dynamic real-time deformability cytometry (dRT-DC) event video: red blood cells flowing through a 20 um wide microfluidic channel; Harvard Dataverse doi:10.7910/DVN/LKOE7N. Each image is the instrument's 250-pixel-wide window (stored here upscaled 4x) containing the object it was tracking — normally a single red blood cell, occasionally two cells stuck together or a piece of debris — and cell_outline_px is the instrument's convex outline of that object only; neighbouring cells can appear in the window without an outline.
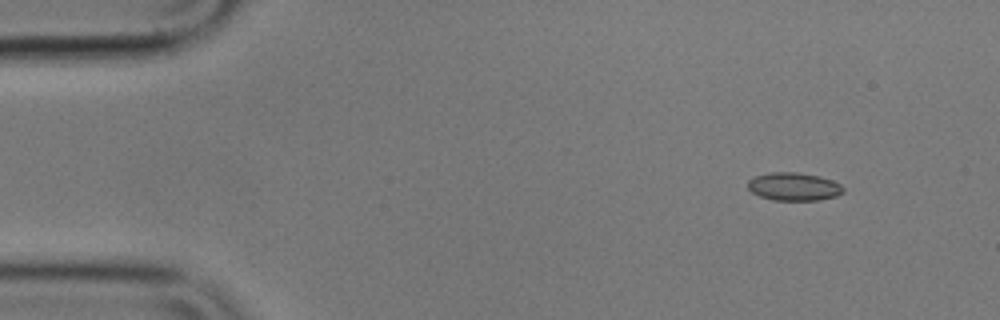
{"species": "common noctule bat (a hibernating species)", "species_latin": "Nyctalus noctula", "temperature_condition": "cold", "stored_images_in_passage": 12, "camera_frame_rate_fps": 3000, "um_per_image_px": 0.085, "animal": {"sex": "male", "body_mass_g": 17.9}, "frame": {"image": 1, "passage_image": 1, "time_ms": 0.0, "image_size_px": [1000, 320], "cell_outline_px": [[844, 192], [836, 196], [816, 200], [772, 200], [760, 196], [752, 192], [748, 188], [748, 180], [756, 176], [768, 172], [796, 172], [820, 176], [832, 180], [840, 184], [844, 188]], "centroid_in_image_um": [67.48, 15.85], "position_along_channel_um": 17.5, "area_um2": 15.61}}
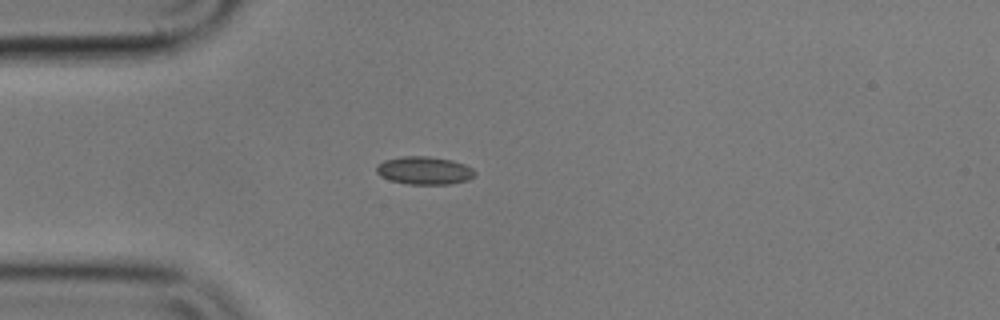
{"frame": {"image": 2, "passage_image": 10, "time_ms": 3.0, "image_size_px": [1000, 320], "cell_outline_px": [[476, 176], [468, 180], [448, 184], [408, 184], [392, 180], [380, 176], [376, 172], [376, 164], [384, 160], [400, 156], [428, 156], [452, 160], [464, 164], [472, 168], [476, 172]], "centroid_in_image_um": [36.07, 14.48], "position_along_channel_um": 48.9, "area_um2": 16.13}}